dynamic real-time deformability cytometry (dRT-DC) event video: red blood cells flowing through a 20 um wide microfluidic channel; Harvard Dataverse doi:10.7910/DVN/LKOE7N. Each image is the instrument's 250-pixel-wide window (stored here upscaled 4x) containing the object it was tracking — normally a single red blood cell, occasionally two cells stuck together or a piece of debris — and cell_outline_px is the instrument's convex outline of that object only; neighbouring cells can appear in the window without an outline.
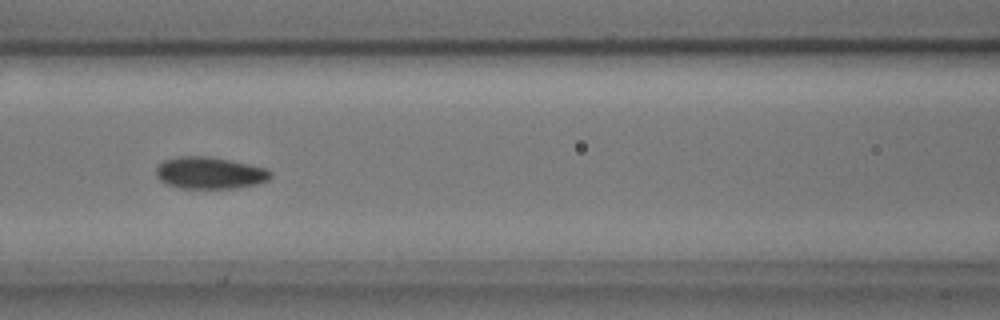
{"species": "common noctule bat (a hibernating species)", "species_latin": "Nyctalus noctula", "temperature_condition": "cold", "stored_images_in_passage": 9, "camera_frame_rate_fps": 3000, "um_per_image_px": 0.085, "animal": {"sex": "male", "body_mass_g": 17.9, "forearm_length_mm": 54.2}, "frame": {"image": 1, "passage_image": 6, "time_ms": 1.667, "image_size_px": [1000, 320], "cell_outline_px": [[272, 176], [268, 180], [256, 184], [236, 188], [180, 188], [164, 184], [156, 176], [156, 168], [164, 160], [180, 156], [208, 156], [232, 160], [268, 168], [272, 172]], "centroid_in_image_um": [17.84, 14.69], "position_along_channel_um": 148.8, "area_um2": 21.5}}
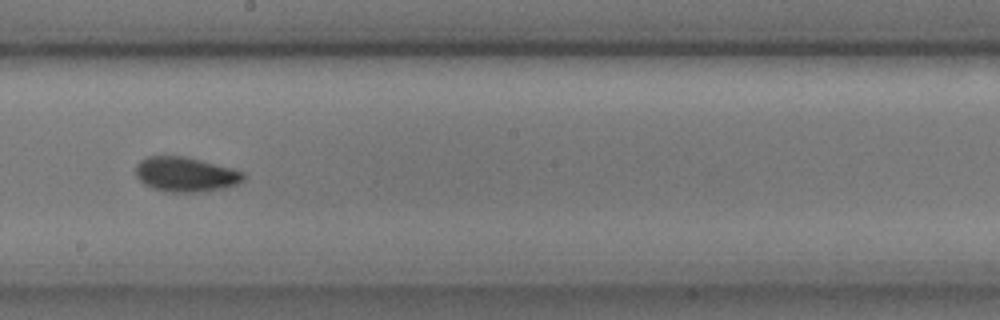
{"frame": {"image": 2, "passage_image": 8, "time_ms": 2.333, "image_size_px": [1000, 320], "cell_outline_px": [[244, 180], [236, 184], [224, 188], [208, 192], [164, 192], [152, 188], [144, 184], [136, 176], [136, 164], [140, 160], [148, 156], [184, 156], [232, 168], [244, 172]], "centroid_in_image_um": [15.77, 14.84], "position_along_channel_um": 232.4, "area_um2": 21.96}}
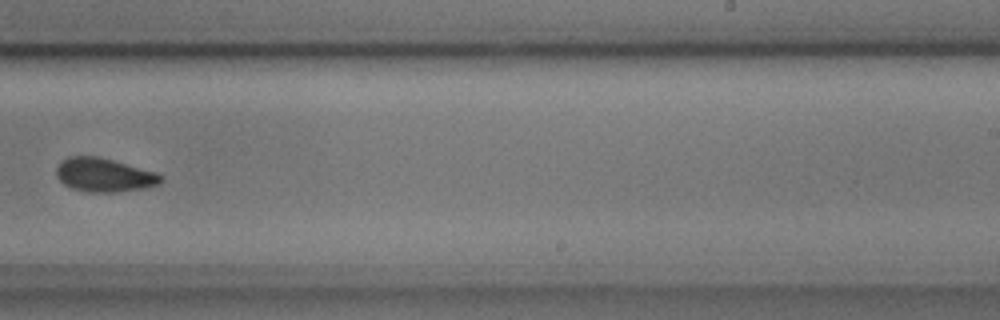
{"frame": {"image": 3, "passage_image": 9, "time_ms": 2.667, "image_size_px": [1000, 320], "cell_outline_px": [[164, 180], [160, 184], [140, 188], [116, 192], [88, 192], [72, 188], [64, 184], [56, 176], [56, 168], [68, 156], [100, 156], [156, 172], [164, 176]], "centroid_in_image_um": [8.87, 14.86], "position_along_channel_um": 280.1, "area_um2": 20.52}}